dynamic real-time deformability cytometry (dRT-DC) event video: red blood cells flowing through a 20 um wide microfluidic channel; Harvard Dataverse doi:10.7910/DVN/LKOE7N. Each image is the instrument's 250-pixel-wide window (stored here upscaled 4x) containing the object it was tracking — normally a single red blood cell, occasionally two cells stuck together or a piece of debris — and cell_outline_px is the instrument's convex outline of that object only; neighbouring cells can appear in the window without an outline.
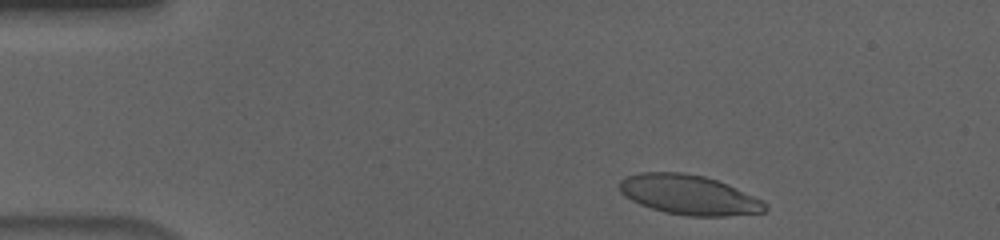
{"species": "human", "species_latin": "Homo sapiens", "temperature_condition": "cold", "stored_images_in_passage": 45, "camera_frame_rate_fps": 3000, "um_per_image_px": 0.085, "donor": {"sex": "male"}, "frame": {"image": 1, "passage_image": 3, "time_ms": 0.667, "image_size_px": [1000, 240], "cell_outline_px": [[768, 208], [764, 212], [728, 216], [688, 216], [664, 212], [640, 204], [624, 196], [620, 192], [620, 180], [628, 176], [640, 172], [684, 172], [704, 176], [728, 184], [764, 200], [768, 204]], "centroid_in_image_um": [58.6, 16.56], "position_along_channel_um": 26.4, "area_um2": 33.87}}
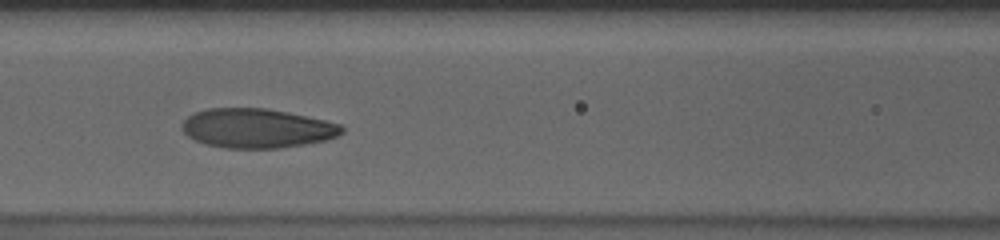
{"frame": {"image": 2, "passage_image": 19, "time_ms": 6.0, "image_size_px": [1000, 240], "cell_outline_px": [[344, 132], [328, 140], [280, 148], [224, 148], [204, 144], [188, 136], [180, 128], [180, 124], [188, 116], [196, 112], [208, 108], [268, 108], [288, 112], [324, 120], [340, 124], [344, 128]], "centroid_in_image_um": [21.82, 10.9], "position_along_channel_um": 144.8, "area_um2": 36.76}}
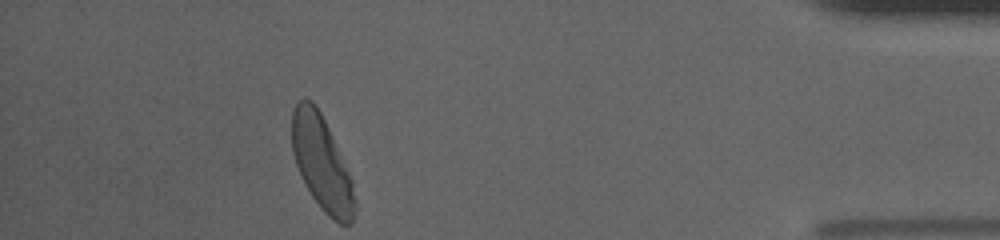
{"frame": {"image": 3, "passage_image": 45, "time_ms": 14.667, "image_size_px": [1000, 240], "cell_outline_px": [[356, 208], [352, 224], [340, 224], [328, 216], [324, 212], [312, 196], [300, 176], [292, 152], [292, 112], [296, 104], [304, 96], [312, 100], [320, 112], [328, 128], [352, 180], [356, 200]], "centroid_in_image_um": [27.35, 13.89], "position_along_channel_um": 407.9, "area_um2": 34.39}, "authors_computed_cell_mechanics": {"area_um2": 36.3562, "velocity_mm_per_s": 3.622, "shape_relaxation_time_tau1_ms": 3.2805, "shape_relaxation_time_tau2_ms": 1.2927, "deformation_change_tau1": 0.1545, "deformation_change_tau2": 0.0587}}